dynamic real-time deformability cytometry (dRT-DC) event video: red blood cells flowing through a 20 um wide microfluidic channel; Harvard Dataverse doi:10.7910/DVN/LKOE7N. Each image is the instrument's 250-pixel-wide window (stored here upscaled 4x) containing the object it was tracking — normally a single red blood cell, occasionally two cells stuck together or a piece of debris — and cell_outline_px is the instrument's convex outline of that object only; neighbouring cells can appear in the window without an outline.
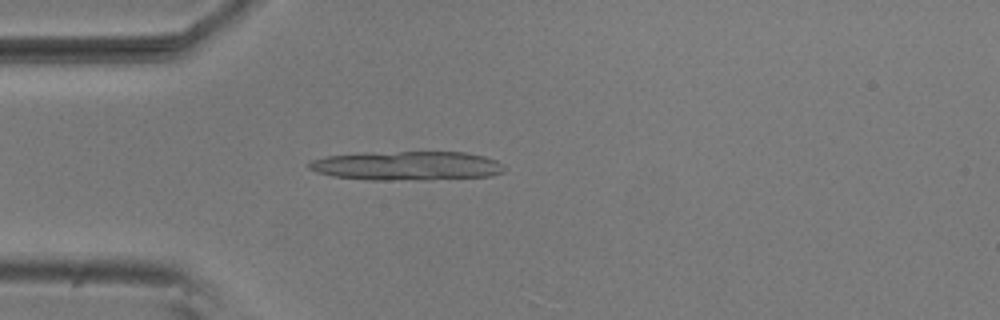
{"species": "common noctule bat (a hibernating species)", "species_latin": "Nyctalus noctula", "temperature_condition": "room temperature", "stored_images_in_passage": 4, "camera_frame_rate_fps": 3000, "um_per_image_px": 0.085, "animal": {"sex": "male", "body_mass_g": 20.5, "forearm_length_mm": 52.5}, "frame": {"image": 1, "passage_image": 4, "time_ms": 1.0, "image_size_px": [1000, 320], "cell_outline_px": [[504, 172], [488, 176], [428, 180], [368, 180], [332, 176], [316, 172], [308, 168], [308, 164], [312, 160], [328, 156], [372, 152], [468, 152], [484, 156], [496, 160], [504, 164]], "centroid_in_image_um": [34.61, 14.09], "position_along_channel_um": 50.4, "area_um2": 33.35}}